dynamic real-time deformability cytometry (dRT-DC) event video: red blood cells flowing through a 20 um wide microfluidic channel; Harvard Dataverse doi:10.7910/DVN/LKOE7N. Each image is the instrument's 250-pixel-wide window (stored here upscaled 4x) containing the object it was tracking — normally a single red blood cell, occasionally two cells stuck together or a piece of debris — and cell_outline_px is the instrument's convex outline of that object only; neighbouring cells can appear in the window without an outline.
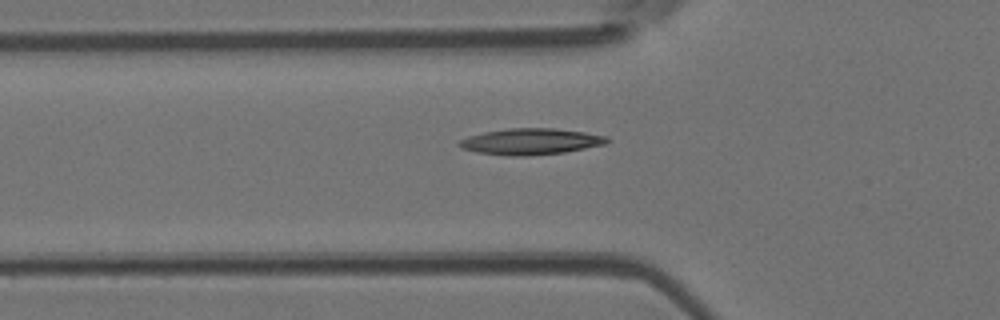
{"species": "Egyptian fruit bat (a non-hibernating species)", "species_latin": "Rousettus aegyptiacus", "temperature_condition": "room temperature", "stored_images_in_passage": 47, "camera_frame_rate_fps": 3000, "um_per_image_px": 0.085, "animal": {"sex": "female"}, "frame": {"image": 1, "passage_image": 18, "time_ms": 5.667, "image_size_px": [1000, 320], "cell_outline_px": [[612, 140], [604, 144], [564, 152], [524, 156], [512, 156], [476, 152], [460, 148], [456, 144], [460, 140], [468, 136], [484, 132], [508, 128], [552, 128], [584, 132], [608, 136]], "centroid_in_image_um": [45.09, 12.02], "position_along_channel_um": 80.7, "area_um2": 22.54}}
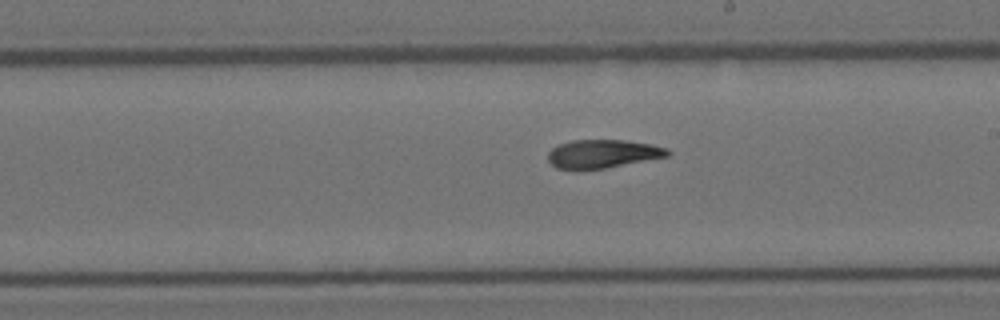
{"frame": {"image": 2, "passage_image": 30, "time_ms": 9.667, "image_size_px": [1000, 320], "cell_outline_px": [[672, 152], [668, 156], [604, 168], [576, 172], [556, 168], [548, 160], [548, 152], [552, 148], [560, 144], [572, 140], [624, 140], [652, 144], [668, 148]], "centroid_in_image_um": [51.19, 13.1], "position_along_channel_um": 237.8, "area_um2": 20.17}}
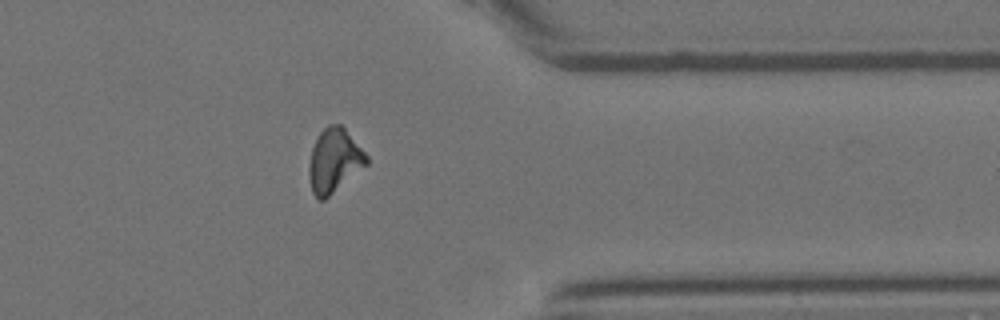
{"frame": {"image": 3, "passage_image": 42, "time_ms": 13.667, "image_size_px": [1000, 320], "cell_outline_px": [[368, 164], [324, 200], [320, 200], [312, 192], [308, 176], [308, 168], [312, 148], [320, 132], [328, 124], [340, 124], [344, 128], [368, 156]], "centroid_in_image_um": [28.4, 13.66], "position_along_channel_um": 383.0, "area_um2": 21.21}, "authors_computed_cell_mechanics": {"area_um2": 20.4612, "velocity_mm_per_s": 3.9096, "shape_relaxation_time_tau1_ms": null, "shape_relaxation_time_tau2_ms": 5.1025, "deformation_change_tau1": null, "deformation_change_tau2": 0.1442}}